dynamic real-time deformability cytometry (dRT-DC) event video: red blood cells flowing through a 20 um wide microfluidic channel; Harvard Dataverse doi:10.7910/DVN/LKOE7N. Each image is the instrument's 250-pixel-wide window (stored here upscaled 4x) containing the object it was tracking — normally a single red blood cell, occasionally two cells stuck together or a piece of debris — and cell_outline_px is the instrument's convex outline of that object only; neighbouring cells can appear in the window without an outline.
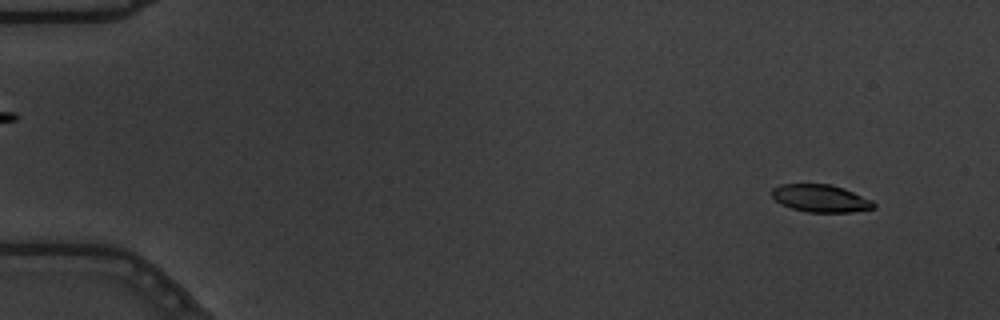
{"species": "common noctule bat (a hibernating species)", "species_latin": "Nyctalus noctula", "temperature_condition": "warm", "stored_images_in_passage": 57, "camera_frame_rate_fps": 3000, "um_per_image_px": 0.085, "animal": {"sex": "male", "body_mass_g": 19.5, "forearm_length_mm": 54.6}, "frame": {"image": 1, "passage_image": 5, "time_ms": 1.333, "image_size_px": [1000, 320], "cell_outline_px": [[876, 208], [852, 212], [808, 212], [792, 208], [780, 204], [772, 196], [772, 188], [780, 184], [832, 184], [844, 188], [872, 200], [876, 204]], "centroid_in_image_um": [69.77, 16.86], "position_along_channel_um": 15.2, "area_um2": 16.42}}
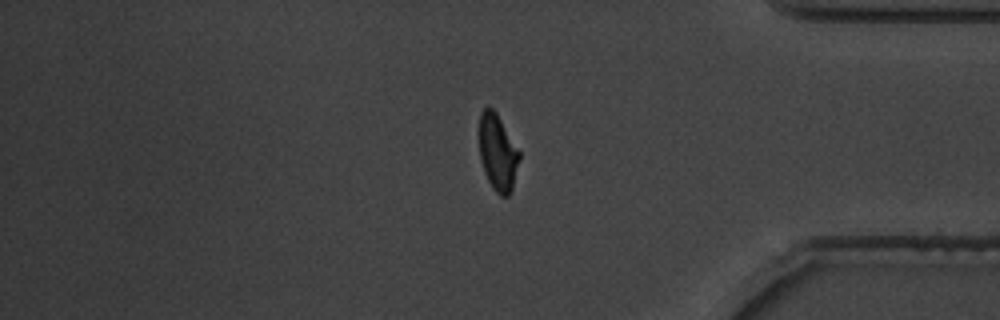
{"frame": {"image": 2, "passage_image": 48, "time_ms": 15.667, "image_size_px": [1000, 320], "cell_outline_px": [[520, 156], [512, 188], [508, 196], [500, 196], [492, 188], [484, 172], [480, 160], [480, 112], [484, 108], [492, 108], [496, 112], [520, 152]], "centroid_in_image_um": [42.3, 12.98], "position_along_channel_um": 392.9, "area_um2": 17.63}}
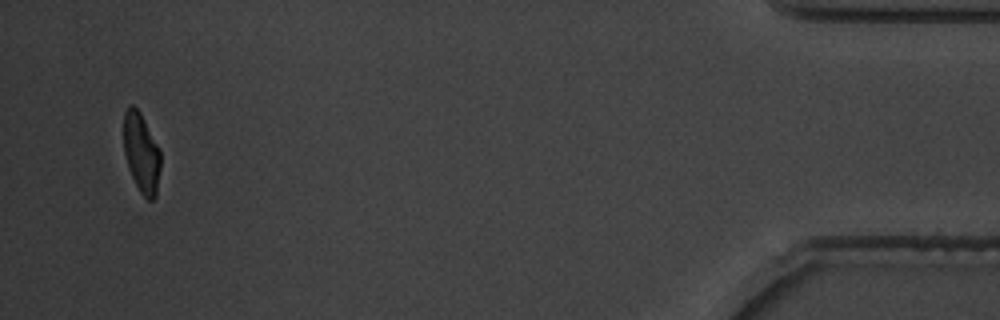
{"frame": {"image": 3, "passage_image": 55, "time_ms": 18.0, "image_size_px": [1000, 320], "cell_outline_px": [[160, 168], [156, 196], [152, 200], [148, 200], [140, 192], [132, 176], [124, 152], [124, 112], [128, 104], [132, 104], [140, 112], [160, 148]], "centroid_in_image_um": [12.03, 12.97], "position_along_channel_um": 423.2, "area_um2": 17.05}, "authors_computed_cell_mechanics": {"area_um2": 17.9758, "velocity_mm_per_s": 3.6685, "shape_relaxation_time_tau1_ms": 3.9038, "shape_relaxation_time_tau2_ms": 1.5047, "deformation_change_tau1": 0.1868, "deformation_change_tau2": 0.0707}}